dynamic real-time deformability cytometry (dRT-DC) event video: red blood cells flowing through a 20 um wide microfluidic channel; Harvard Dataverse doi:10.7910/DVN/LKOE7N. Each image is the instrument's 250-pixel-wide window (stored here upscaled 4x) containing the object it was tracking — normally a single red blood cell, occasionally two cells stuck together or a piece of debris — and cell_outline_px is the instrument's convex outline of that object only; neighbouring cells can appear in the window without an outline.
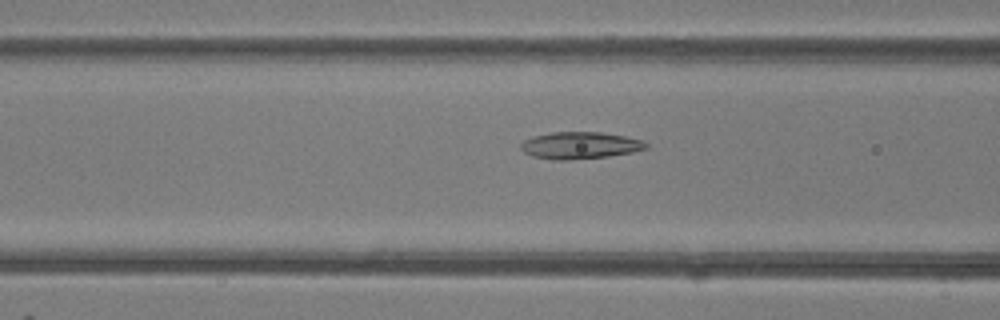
{"species": "common noctule bat (a hibernating species)", "species_latin": "Nyctalus noctula", "temperature_condition": "room temperature", "stored_images_in_passage": 48, "camera_frame_rate_fps": 3000, "um_per_image_px": 0.085, "animal": {"sex": "female"}, "frame": {"image": 1, "passage_image": 19, "time_ms": 6.0, "image_size_px": [1000, 320], "cell_outline_px": [[648, 148], [632, 152], [608, 156], [568, 160], [552, 160], [532, 156], [524, 152], [520, 148], [520, 144], [524, 140], [532, 136], [552, 132], [600, 132], [624, 136], [644, 140], [648, 144]], "centroid_in_image_um": [49.29, 12.36], "position_along_channel_um": 117.3, "area_um2": 19.77}}
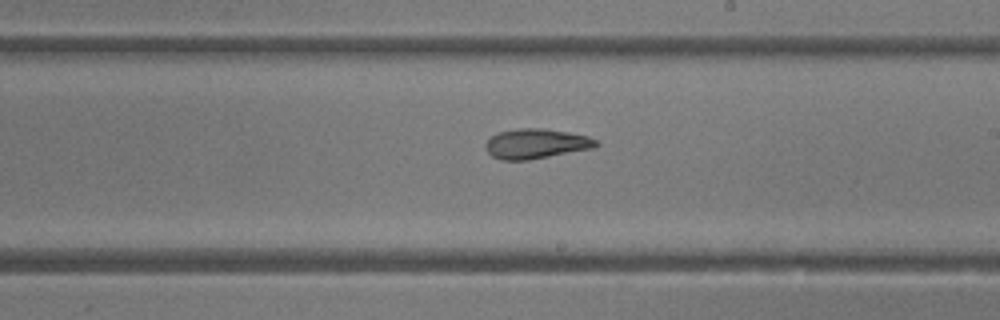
{"frame": {"image": 2, "passage_image": 28, "time_ms": 9.0, "image_size_px": [1000, 320], "cell_outline_px": [[600, 144], [596, 148], [528, 160], [500, 160], [492, 156], [488, 152], [484, 144], [492, 136], [500, 132], [520, 128], [544, 128], [568, 132], [588, 136], [596, 140]], "centroid_in_image_um": [45.6, 12.22], "position_along_channel_um": 243.4, "area_um2": 19.31}}
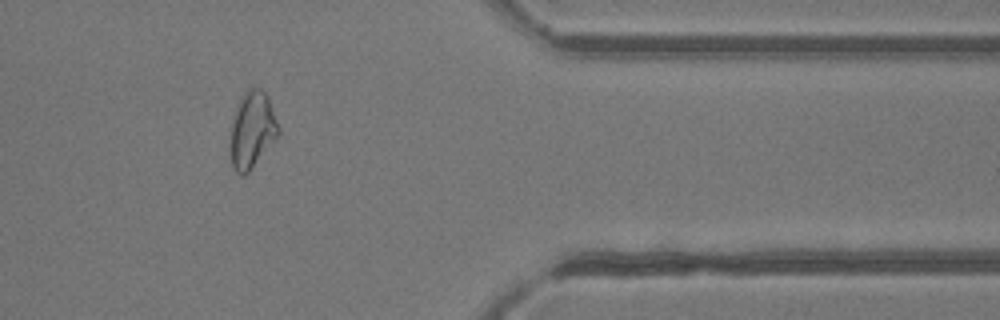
{"frame": {"image": 3, "passage_image": 40, "time_ms": 13.0, "image_size_px": [1000, 320], "cell_outline_px": [[280, 132], [248, 172], [244, 176], [240, 176], [232, 168], [228, 152], [228, 148], [232, 120], [240, 96], [248, 88], [260, 88], [268, 96], [280, 128]], "centroid_in_image_um": [21.38, 11.05], "position_along_channel_um": 390.0, "area_um2": 21.73}, "authors_computed_cell_mechanics": {"area_um2": 21.2704, "velocity_mm_per_s": 4.2003, "shape_relaxation_time_tau1_ms": null, "shape_relaxation_time_tau2_ms": 2.7038, "deformation_change_tau1": null, "deformation_change_tau2": 0.0993}}